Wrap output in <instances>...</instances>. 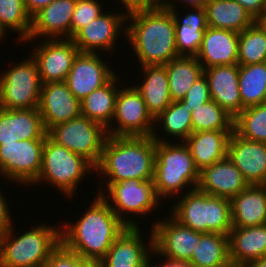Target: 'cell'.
<instances>
[{"label": "cell", "mask_w": 266, "mask_h": 267, "mask_svg": "<svg viewBox=\"0 0 266 267\" xmlns=\"http://www.w3.org/2000/svg\"><path fill=\"white\" fill-rule=\"evenodd\" d=\"M266 62V34L254 23L239 32L238 65Z\"/></svg>", "instance_id": "38"}, {"label": "cell", "mask_w": 266, "mask_h": 267, "mask_svg": "<svg viewBox=\"0 0 266 267\" xmlns=\"http://www.w3.org/2000/svg\"><path fill=\"white\" fill-rule=\"evenodd\" d=\"M28 57L0 75V108H38L43 83L36 61Z\"/></svg>", "instance_id": "9"}, {"label": "cell", "mask_w": 266, "mask_h": 267, "mask_svg": "<svg viewBox=\"0 0 266 267\" xmlns=\"http://www.w3.org/2000/svg\"><path fill=\"white\" fill-rule=\"evenodd\" d=\"M158 136L154 131L152 137L156 140V149L153 181L158 198L172 197L189 186L191 190L196 189L200 171L188 146L180 141L172 144Z\"/></svg>", "instance_id": "4"}, {"label": "cell", "mask_w": 266, "mask_h": 267, "mask_svg": "<svg viewBox=\"0 0 266 267\" xmlns=\"http://www.w3.org/2000/svg\"><path fill=\"white\" fill-rule=\"evenodd\" d=\"M38 110L46 132L81 115L80 101L69 91L65 81L42 85Z\"/></svg>", "instance_id": "17"}, {"label": "cell", "mask_w": 266, "mask_h": 267, "mask_svg": "<svg viewBox=\"0 0 266 267\" xmlns=\"http://www.w3.org/2000/svg\"><path fill=\"white\" fill-rule=\"evenodd\" d=\"M227 157L240 170L249 185L266 183V143L246 140L233 131L228 143Z\"/></svg>", "instance_id": "18"}, {"label": "cell", "mask_w": 266, "mask_h": 267, "mask_svg": "<svg viewBox=\"0 0 266 267\" xmlns=\"http://www.w3.org/2000/svg\"><path fill=\"white\" fill-rule=\"evenodd\" d=\"M101 267H146V265L100 264Z\"/></svg>", "instance_id": "53"}, {"label": "cell", "mask_w": 266, "mask_h": 267, "mask_svg": "<svg viewBox=\"0 0 266 267\" xmlns=\"http://www.w3.org/2000/svg\"><path fill=\"white\" fill-rule=\"evenodd\" d=\"M155 149L156 140L152 136H108L92 172L98 171L107 182L153 180Z\"/></svg>", "instance_id": "3"}, {"label": "cell", "mask_w": 266, "mask_h": 267, "mask_svg": "<svg viewBox=\"0 0 266 267\" xmlns=\"http://www.w3.org/2000/svg\"><path fill=\"white\" fill-rule=\"evenodd\" d=\"M248 186L240 170L227 157L200 171L197 189L211 196L231 199Z\"/></svg>", "instance_id": "20"}, {"label": "cell", "mask_w": 266, "mask_h": 267, "mask_svg": "<svg viewBox=\"0 0 266 267\" xmlns=\"http://www.w3.org/2000/svg\"><path fill=\"white\" fill-rule=\"evenodd\" d=\"M81 257L60 243L50 254L43 267H77Z\"/></svg>", "instance_id": "42"}, {"label": "cell", "mask_w": 266, "mask_h": 267, "mask_svg": "<svg viewBox=\"0 0 266 267\" xmlns=\"http://www.w3.org/2000/svg\"><path fill=\"white\" fill-rule=\"evenodd\" d=\"M245 267H266V255L248 263Z\"/></svg>", "instance_id": "51"}, {"label": "cell", "mask_w": 266, "mask_h": 267, "mask_svg": "<svg viewBox=\"0 0 266 267\" xmlns=\"http://www.w3.org/2000/svg\"><path fill=\"white\" fill-rule=\"evenodd\" d=\"M122 5H124V8L126 11H128L129 7L132 6H143V5H150V0H119Z\"/></svg>", "instance_id": "48"}, {"label": "cell", "mask_w": 266, "mask_h": 267, "mask_svg": "<svg viewBox=\"0 0 266 267\" xmlns=\"http://www.w3.org/2000/svg\"><path fill=\"white\" fill-rule=\"evenodd\" d=\"M44 40L31 55L38 65L41 82L65 81L79 49L71 38Z\"/></svg>", "instance_id": "14"}, {"label": "cell", "mask_w": 266, "mask_h": 267, "mask_svg": "<svg viewBox=\"0 0 266 267\" xmlns=\"http://www.w3.org/2000/svg\"><path fill=\"white\" fill-rule=\"evenodd\" d=\"M255 18L266 9V0H235Z\"/></svg>", "instance_id": "45"}, {"label": "cell", "mask_w": 266, "mask_h": 267, "mask_svg": "<svg viewBox=\"0 0 266 267\" xmlns=\"http://www.w3.org/2000/svg\"><path fill=\"white\" fill-rule=\"evenodd\" d=\"M233 227L266 224V187L249 185L230 199Z\"/></svg>", "instance_id": "27"}, {"label": "cell", "mask_w": 266, "mask_h": 267, "mask_svg": "<svg viewBox=\"0 0 266 267\" xmlns=\"http://www.w3.org/2000/svg\"><path fill=\"white\" fill-rule=\"evenodd\" d=\"M153 255L171 260L189 261L203 232L180 224L171 215L152 224Z\"/></svg>", "instance_id": "13"}, {"label": "cell", "mask_w": 266, "mask_h": 267, "mask_svg": "<svg viewBox=\"0 0 266 267\" xmlns=\"http://www.w3.org/2000/svg\"><path fill=\"white\" fill-rule=\"evenodd\" d=\"M161 124L165 135L172 139L184 142L192 133L191 110L181 101H172V103L155 119V124Z\"/></svg>", "instance_id": "37"}, {"label": "cell", "mask_w": 266, "mask_h": 267, "mask_svg": "<svg viewBox=\"0 0 266 267\" xmlns=\"http://www.w3.org/2000/svg\"><path fill=\"white\" fill-rule=\"evenodd\" d=\"M254 24L266 34V9L254 18Z\"/></svg>", "instance_id": "47"}, {"label": "cell", "mask_w": 266, "mask_h": 267, "mask_svg": "<svg viewBox=\"0 0 266 267\" xmlns=\"http://www.w3.org/2000/svg\"><path fill=\"white\" fill-rule=\"evenodd\" d=\"M172 101L182 100L196 80L204 74V69L196 56H179L164 64Z\"/></svg>", "instance_id": "31"}, {"label": "cell", "mask_w": 266, "mask_h": 267, "mask_svg": "<svg viewBox=\"0 0 266 267\" xmlns=\"http://www.w3.org/2000/svg\"><path fill=\"white\" fill-rule=\"evenodd\" d=\"M45 139L18 140L0 145V175L12 182L33 184L42 166Z\"/></svg>", "instance_id": "11"}, {"label": "cell", "mask_w": 266, "mask_h": 267, "mask_svg": "<svg viewBox=\"0 0 266 267\" xmlns=\"http://www.w3.org/2000/svg\"><path fill=\"white\" fill-rule=\"evenodd\" d=\"M211 100L235 118L242 111L239 90V65H220L204 69Z\"/></svg>", "instance_id": "21"}, {"label": "cell", "mask_w": 266, "mask_h": 267, "mask_svg": "<svg viewBox=\"0 0 266 267\" xmlns=\"http://www.w3.org/2000/svg\"><path fill=\"white\" fill-rule=\"evenodd\" d=\"M139 229L127 227L113 242L105 257L99 260L100 264L146 265L154 252L153 234L150 230L149 245L143 241L144 237Z\"/></svg>", "instance_id": "24"}, {"label": "cell", "mask_w": 266, "mask_h": 267, "mask_svg": "<svg viewBox=\"0 0 266 267\" xmlns=\"http://www.w3.org/2000/svg\"><path fill=\"white\" fill-rule=\"evenodd\" d=\"M239 90L242 110L265 103L266 62L239 65Z\"/></svg>", "instance_id": "33"}, {"label": "cell", "mask_w": 266, "mask_h": 267, "mask_svg": "<svg viewBox=\"0 0 266 267\" xmlns=\"http://www.w3.org/2000/svg\"><path fill=\"white\" fill-rule=\"evenodd\" d=\"M166 267H189L188 261L165 259Z\"/></svg>", "instance_id": "50"}, {"label": "cell", "mask_w": 266, "mask_h": 267, "mask_svg": "<svg viewBox=\"0 0 266 267\" xmlns=\"http://www.w3.org/2000/svg\"><path fill=\"white\" fill-rule=\"evenodd\" d=\"M232 132L233 130L194 132L184 141L199 171L227 158Z\"/></svg>", "instance_id": "26"}, {"label": "cell", "mask_w": 266, "mask_h": 267, "mask_svg": "<svg viewBox=\"0 0 266 267\" xmlns=\"http://www.w3.org/2000/svg\"><path fill=\"white\" fill-rule=\"evenodd\" d=\"M27 13L32 17L43 7H46L54 0H23Z\"/></svg>", "instance_id": "46"}, {"label": "cell", "mask_w": 266, "mask_h": 267, "mask_svg": "<svg viewBox=\"0 0 266 267\" xmlns=\"http://www.w3.org/2000/svg\"><path fill=\"white\" fill-rule=\"evenodd\" d=\"M105 183L110 197L105 195L104 188H100L98 194L107 200L110 208L127 227H139V225L134 219L131 220L129 217L127 220L126 218L124 219V215L129 213L148 215L149 212L153 211L152 209L156 208V206L158 207L160 202L153 180L126 179L119 182ZM109 198L111 199L109 200Z\"/></svg>", "instance_id": "10"}, {"label": "cell", "mask_w": 266, "mask_h": 267, "mask_svg": "<svg viewBox=\"0 0 266 267\" xmlns=\"http://www.w3.org/2000/svg\"><path fill=\"white\" fill-rule=\"evenodd\" d=\"M209 100H211L209 83L207 77L203 74L191 86L181 101L192 111L193 108H198Z\"/></svg>", "instance_id": "41"}, {"label": "cell", "mask_w": 266, "mask_h": 267, "mask_svg": "<svg viewBox=\"0 0 266 267\" xmlns=\"http://www.w3.org/2000/svg\"><path fill=\"white\" fill-rule=\"evenodd\" d=\"M165 2L166 0H150V5H163Z\"/></svg>", "instance_id": "55"}, {"label": "cell", "mask_w": 266, "mask_h": 267, "mask_svg": "<svg viewBox=\"0 0 266 267\" xmlns=\"http://www.w3.org/2000/svg\"><path fill=\"white\" fill-rule=\"evenodd\" d=\"M153 255H151L149 258H148V261H147V264H146V267H166V265L164 264V262H162L160 265L159 264H155L153 266V264H151V258H152Z\"/></svg>", "instance_id": "54"}, {"label": "cell", "mask_w": 266, "mask_h": 267, "mask_svg": "<svg viewBox=\"0 0 266 267\" xmlns=\"http://www.w3.org/2000/svg\"><path fill=\"white\" fill-rule=\"evenodd\" d=\"M233 131L246 140L266 143V103L244 108L234 118Z\"/></svg>", "instance_id": "35"}, {"label": "cell", "mask_w": 266, "mask_h": 267, "mask_svg": "<svg viewBox=\"0 0 266 267\" xmlns=\"http://www.w3.org/2000/svg\"><path fill=\"white\" fill-rule=\"evenodd\" d=\"M84 213L76 223L62 225L61 243L82 259L101 260L127 226L100 194Z\"/></svg>", "instance_id": "2"}, {"label": "cell", "mask_w": 266, "mask_h": 267, "mask_svg": "<svg viewBox=\"0 0 266 267\" xmlns=\"http://www.w3.org/2000/svg\"><path fill=\"white\" fill-rule=\"evenodd\" d=\"M77 267H101L99 260L80 259L77 263Z\"/></svg>", "instance_id": "49"}, {"label": "cell", "mask_w": 266, "mask_h": 267, "mask_svg": "<svg viewBox=\"0 0 266 267\" xmlns=\"http://www.w3.org/2000/svg\"><path fill=\"white\" fill-rule=\"evenodd\" d=\"M207 25L241 32L254 23L253 16L235 0H210L204 4Z\"/></svg>", "instance_id": "29"}, {"label": "cell", "mask_w": 266, "mask_h": 267, "mask_svg": "<svg viewBox=\"0 0 266 267\" xmlns=\"http://www.w3.org/2000/svg\"><path fill=\"white\" fill-rule=\"evenodd\" d=\"M172 14L175 24V43L179 56H196L200 50L205 30L207 16L204 6L191 7L193 11L179 19L177 9L171 0L163 4ZM181 20V21H180Z\"/></svg>", "instance_id": "22"}, {"label": "cell", "mask_w": 266, "mask_h": 267, "mask_svg": "<svg viewBox=\"0 0 266 267\" xmlns=\"http://www.w3.org/2000/svg\"><path fill=\"white\" fill-rule=\"evenodd\" d=\"M233 122L234 118L213 100H209L191 111L192 133L233 130Z\"/></svg>", "instance_id": "36"}, {"label": "cell", "mask_w": 266, "mask_h": 267, "mask_svg": "<svg viewBox=\"0 0 266 267\" xmlns=\"http://www.w3.org/2000/svg\"><path fill=\"white\" fill-rule=\"evenodd\" d=\"M18 140L15 133V110L0 108V145Z\"/></svg>", "instance_id": "43"}, {"label": "cell", "mask_w": 266, "mask_h": 267, "mask_svg": "<svg viewBox=\"0 0 266 267\" xmlns=\"http://www.w3.org/2000/svg\"><path fill=\"white\" fill-rule=\"evenodd\" d=\"M127 41L141 66L164 65L179 57L175 43V24L163 5L132 6L127 11ZM130 24V25H129Z\"/></svg>", "instance_id": "1"}, {"label": "cell", "mask_w": 266, "mask_h": 267, "mask_svg": "<svg viewBox=\"0 0 266 267\" xmlns=\"http://www.w3.org/2000/svg\"><path fill=\"white\" fill-rule=\"evenodd\" d=\"M126 18L127 12L122 13L121 11V13L115 14L111 11L110 13L105 11L81 28L71 39L80 52L97 53L98 50L112 52L119 32H122L121 34L124 36L126 35Z\"/></svg>", "instance_id": "16"}, {"label": "cell", "mask_w": 266, "mask_h": 267, "mask_svg": "<svg viewBox=\"0 0 266 267\" xmlns=\"http://www.w3.org/2000/svg\"><path fill=\"white\" fill-rule=\"evenodd\" d=\"M118 83L119 79L115 75L108 83L80 101L81 115L103 125L106 129L112 125L116 96L120 89L117 87Z\"/></svg>", "instance_id": "30"}, {"label": "cell", "mask_w": 266, "mask_h": 267, "mask_svg": "<svg viewBox=\"0 0 266 267\" xmlns=\"http://www.w3.org/2000/svg\"><path fill=\"white\" fill-rule=\"evenodd\" d=\"M239 33L210 26L205 30L197 60L203 69L238 64Z\"/></svg>", "instance_id": "23"}, {"label": "cell", "mask_w": 266, "mask_h": 267, "mask_svg": "<svg viewBox=\"0 0 266 267\" xmlns=\"http://www.w3.org/2000/svg\"><path fill=\"white\" fill-rule=\"evenodd\" d=\"M1 191V190H0ZM6 198L0 192V235L6 232L12 225V217L10 216V209Z\"/></svg>", "instance_id": "44"}, {"label": "cell", "mask_w": 266, "mask_h": 267, "mask_svg": "<svg viewBox=\"0 0 266 267\" xmlns=\"http://www.w3.org/2000/svg\"><path fill=\"white\" fill-rule=\"evenodd\" d=\"M12 227L0 235V267H43L61 243V228L41 223L14 236Z\"/></svg>", "instance_id": "5"}, {"label": "cell", "mask_w": 266, "mask_h": 267, "mask_svg": "<svg viewBox=\"0 0 266 267\" xmlns=\"http://www.w3.org/2000/svg\"><path fill=\"white\" fill-rule=\"evenodd\" d=\"M188 262L195 267H232L229 260V236L204 233Z\"/></svg>", "instance_id": "32"}, {"label": "cell", "mask_w": 266, "mask_h": 267, "mask_svg": "<svg viewBox=\"0 0 266 267\" xmlns=\"http://www.w3.org/2000/svg\"><path fill=\"white\" fill-rule=\"evenodd\" d=\"M108 66L97 53L79 52L65 80L69 91L82 101L116 75Z\"/></svg>", "instance_id": "15"}, {"label": "cell", "mask_w": 266, "mask_h": 267, "mask_svg": "<svg viewBox=\"0 0 266 267\" xmlns=\"http://www.w3.org/2000/svg\"><path fill=\"white\" fill-rule=\"evenodd\" d=\"M76 0H54L31 17L29 40L71 38V20ZM44 36V37H43Z\"/></svg>", "instance_id": "19"}, {"label": "cell", "mask_w": 266, "mask_h": 267, "mask_svg": "<svg viewBox=\"0 0 266 267\" xmlns=\"http://www.w3.org/2000/svg\"><path fill=\"white\" fill-rule=\"evenodd\" d=\"M98 0H76L71 20V38L84 26L103 13Z\"/></svg>", "instance_id": "40"}, {"label": "cell", "mask_w": 266, "mask_h": 267, "mask_svg": "<svg viewBox=\"0 0 266 267\" xmlns=\"http://www.w3.org/2000/svg\"><path fill=\"white\" fill-rule=\"evenodd\" d=\"M95 167L85 158L56 144L48 136L42 152V166L37 180L45 181L59 189L63 195L72 197L81 180Z\"/></svg>", "instance_id": "7"}, {"label": "cell", "mask_w": 266, "mask_h": 267, "mask_svg": "<svg viewBox=\"0 0 266 267\" xmlns=\"http://www.w3.org/2000/svg\"><path fill=\"white\" fill-rule=\"evenodd\" d=\"M15 133L19 140L45 139L48 136L38 108L15 110Z\"/></svg>", "instance_id": "39"}, {"label": "cell", "mask_w": 266, "mask_h": 267, "mask_svg": "<svg viewBox=\"0 0 266 267\" xmlns=\"http://www.w3.org/2000/svg\"><path fill=\"white\" fill-rule=\"evenodd\" d=\"M144 81L135 88L141 93L148 112L156 119L171 103L169 80L165 65H144Z\"/></svg>", "instance_id": "28"}, {"label": "cell", "mask_w": 266, "mask_h": 267, "mask_svg": "<svg viewBox=\"0 0 266 267\" xmlns=\"http://www.w3.org/2000/svg\"><path fill=\"white\" fill-rule=\"evenodd\" d=\"M47 135L56 144L88 160L94 167L100 161L108 137L103 125L83 115L52 127Z\"/></svg>", "instance_id": "8"}, {"label": "cell", "mask_w": 266, "mask_h": 267, "mask_svg": "<svg viewBox=\"0 0 266 267\" xmlns=\"http://www.w3.org/2000/svg\"><path fill=\"white\" fill-rule=\"evenodd\" d=\"M171 212L169 215L180 224L198 232L229 236L233 227L230 199L211 196L197 188L182 195Z\"/></svg>", "instance_id": "6"}, {"label": "cell", "mask_w": 266, "mask_h": 267, "mask_svg": "<svg viewBox=\"0 0 266 267\" xmlns=\"http://www.w3.org/2000/svg\"><path fill=\"white\" fill-rule=\"evenodd\" d=\"M266 255V224L232 227L229 233V260L232 267H245Z\"/></svg>", "instance_id": "25"}, {"label": "cell", "mask_w": 266, "mask_h": 267, "mask_svg": "<svg viewBox=\"0 0 266 267\" xmlns=\"http://www.w3.org/2000/svg\"><path fill=\"white\" fill-rule=\"evenodd\" d=\"M8 29L18 33L20 41L29 42L31 16L23 0H0V39H4Z\"/></svg>", "instance_id": "34"}, {"label": "cell", "mask_w": 266, "mask_h": 267, "mask_svg": "<svg viewBox=\"0 0 266 267\" xmlns=\"http://www.w3.org/2000/svg\"><path fill=\"white\" fill-rule=\"evenodd\" d=\"M113 120L116 126L107 128L108 136H152L156 131L155 119L135 85L118 91Z\"/></svg>", "instance_id": "12"}, {"label": "cell", "mask_w": 266, "mask_h": 267, "mask_svg": "<svg viewBox=\"0 0 266 267\" xmlns=\"http://www.w3.org/2000/svg\"><path fill=\"white\" fill-rule=\"evenodd\" d=\"M178 1L184 2L185 3L184 5L187 4L188 8L189 6L190 7L204 6V4L206 3V0H178Z\"/></svg>", "instance_id": "52"}]
</instances>
